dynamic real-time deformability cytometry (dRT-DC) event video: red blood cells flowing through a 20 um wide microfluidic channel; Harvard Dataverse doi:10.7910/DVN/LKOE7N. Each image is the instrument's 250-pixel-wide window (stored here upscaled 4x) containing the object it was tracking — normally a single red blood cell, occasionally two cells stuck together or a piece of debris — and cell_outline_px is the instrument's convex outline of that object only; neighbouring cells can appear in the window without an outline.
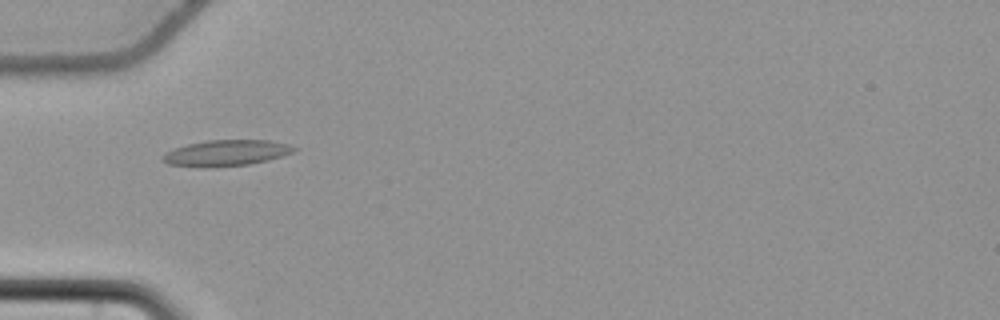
{"species": "common noctule bat (a hibernating species)", "species_latin": "Nyctalus noctula", "temperature_condition": "cold", "stored_images_in_passage": 56, "camera_frame_rate_fps": 3000, "um_per_image_px": 0.085, "animal": {"sex": "female", "body_mass_g": 22.7, "forearm_length_mm": 54.2}, "frame": {"image": 1, "passage_image": 19, "time_ms": 6.0, "image_size_px": [1000, 320], "cell_outline_px": [[296, 148], [292, 152], [268, 160], [248, 164], [168, 164], [160, 160], [160, 156], [164, 152], [188, 144], [208, 140], [268, 140], [292, 144]], "centroid_in_image_um": [19.27, 12.94], "position_along_channel_um": 65.7, "area_um2": 18.79}}
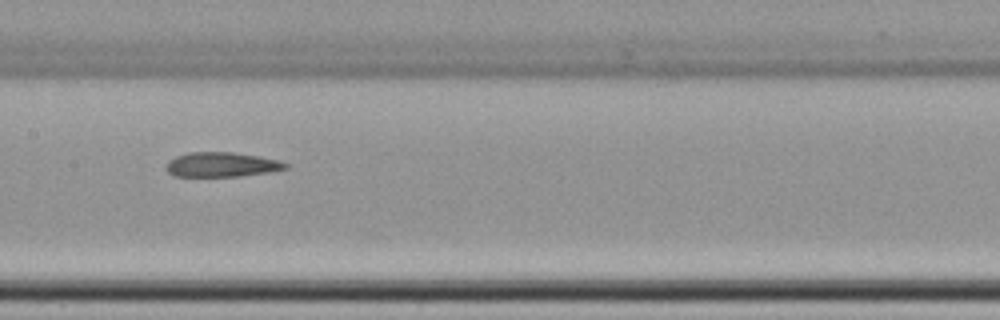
{"frame": {"image": 2, "passage_image": 29, "time_ms": 9.333, "image_size_px": [1000, 320], "cell_outline_px": [[288, 168], [268, 172], [240, 176], [172, 176], [164, 168], [168, 160], [176, 156], [188, 152], [232, 152], [260, 156], [280, 160], [288, 164]], "centroid_in_image_um": [18.81, 13.98], "position_along_channel_um": 188.6, "area_um2": 17.28}}
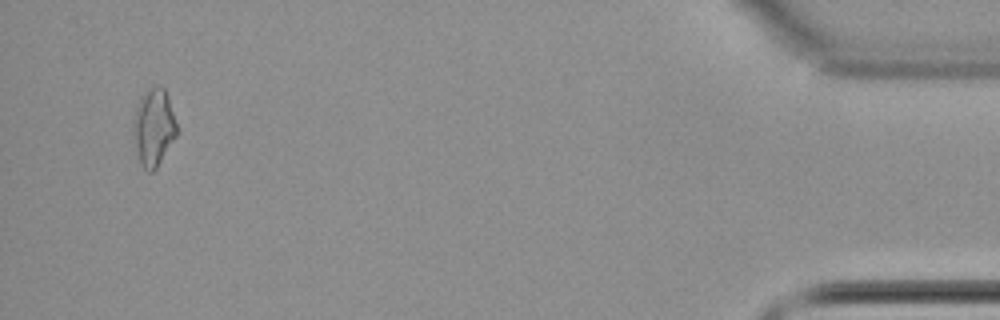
{"frame": {"image": 3, "passage_image": 54, "time_ms": 17.667, "image_size_px": [1000, 320], "cell_outline_px": [[176, 136], [156, 168], [152, 172], [148, 172], [140, 164], [136, 148], [132, 128], [132, 120], [140, 96], [148, 88], [164, 88], [168, 96], [176, 124]], "centroid_in_image_um": [13.03, 10.83], "position_along_channel_um": 422.2, "area_um2": 19.31}, "authors_computed_cell_mechanics": {"area_um2": 18.2937, "velocity_mm_per_s": 3.7376, "shape_relaxation_time_tau1_ms": null, "shape_relaxation_time_tau2_ms": 8.8115, "deformation_change_tau1": null, "deformation_change_tau2": 0.1974}}